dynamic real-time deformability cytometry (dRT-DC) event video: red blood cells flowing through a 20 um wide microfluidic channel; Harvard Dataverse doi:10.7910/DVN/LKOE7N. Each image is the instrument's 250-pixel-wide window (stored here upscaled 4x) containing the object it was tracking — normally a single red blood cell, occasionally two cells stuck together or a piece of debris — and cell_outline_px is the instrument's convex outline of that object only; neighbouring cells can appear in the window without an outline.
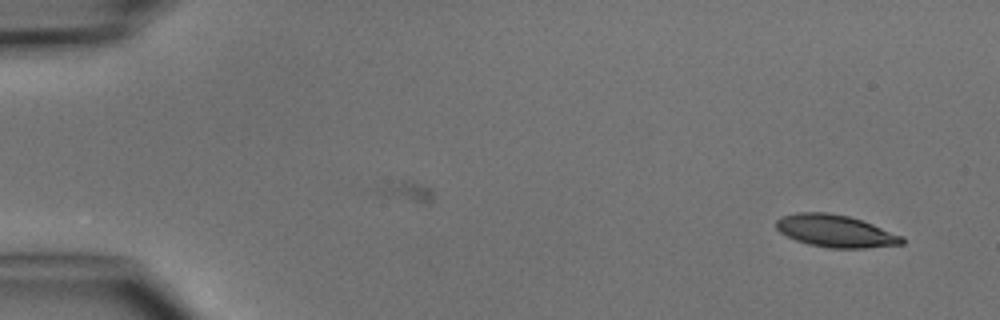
{"species": "common noctule bat (a hibernating species)", "species_latin": "Nyctalus noctula", "temperature_condition": "cold", "stored_images_in_passage": 4, "camera_frame_rate_fps": 3000, "um_per_image_px": 0.085, "animal": {"sex": "male", "body_mass_g": 15.6}, "frame": {"image": 1, "passage_image": 1, "time_ms": 0.0, "image_size_px": [1000, 320], "cell_outline_px": [[904, 244], [864, 248], [828, 248], [808, 244], [796, 240], [780, 232], [776, 228], [776, 220], [780, 216], [796, 212], [828, 212], [848, 216], [872, 224], [904, 236]], "centroid_in_image_um": [71.0, 19.63], "position_along_channel_um": 14.0, "area_um2": 23.76}}
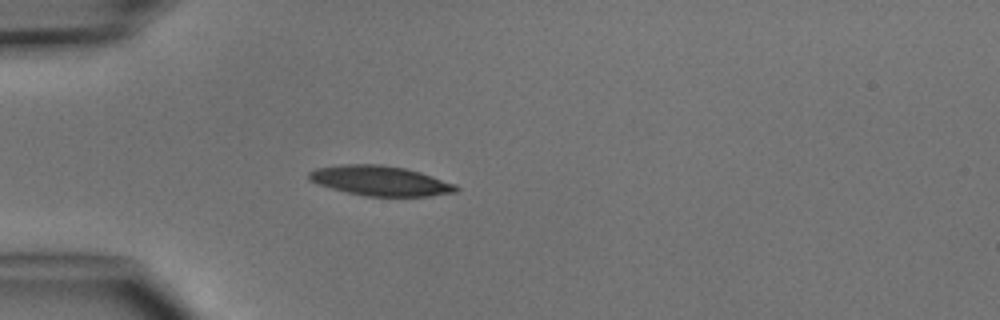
{"frame": {"image": 2, "passage_image": 4, "time_ms": 3.667, "image_size_px": [1000, 320], "cell_outline_px": [[460, 188], [456, 192], [428, 196], [368, 196], [348, 192], [332, 188], [308, 180], [308, 172], [316, 168], [340, 164], [380, 164], [404, 168], [420, 172], [456, 184]], "centroid_in_image_um": [32.33, 15.35], "position_along_channel_um": 52.7, "area_um2": 25.49}}